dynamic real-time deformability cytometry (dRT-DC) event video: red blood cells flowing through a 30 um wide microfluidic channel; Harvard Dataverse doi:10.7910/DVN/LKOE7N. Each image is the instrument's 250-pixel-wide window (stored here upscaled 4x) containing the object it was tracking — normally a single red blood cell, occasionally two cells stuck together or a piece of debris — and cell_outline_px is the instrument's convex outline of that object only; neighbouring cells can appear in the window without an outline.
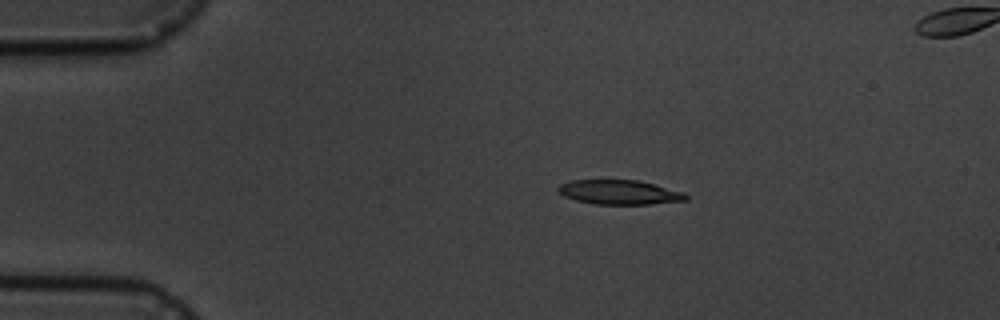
{"species": "common noctule bat (a hibernating species)", "species_latin": "Nyctalus noctula", "temperature_condition": "cold", "stored_images_in_passage": 5, "camera_frame_rate_fps": 3000, "um_per_image_px": 0.085, "animal": {"sex": "male", "body_mass_g": 19.5, "forearm_length_mm": 54.6}, "frame": {"image": 1, "passage_image": 3, "time_ms": 2.333, "image_size_px": [1000, 320], "cell_outline_px": [[688, 200], [652, 204], [592, 204], [576, 200], [564, 196], [556, 188], [560, 184], [572, 180], [636, 180], [684, 192], [688, 196]], "centroid_in_image_um": [52.64, 16.35], "position_along_channel_um": 32.4, "area_um2": 18.09}}